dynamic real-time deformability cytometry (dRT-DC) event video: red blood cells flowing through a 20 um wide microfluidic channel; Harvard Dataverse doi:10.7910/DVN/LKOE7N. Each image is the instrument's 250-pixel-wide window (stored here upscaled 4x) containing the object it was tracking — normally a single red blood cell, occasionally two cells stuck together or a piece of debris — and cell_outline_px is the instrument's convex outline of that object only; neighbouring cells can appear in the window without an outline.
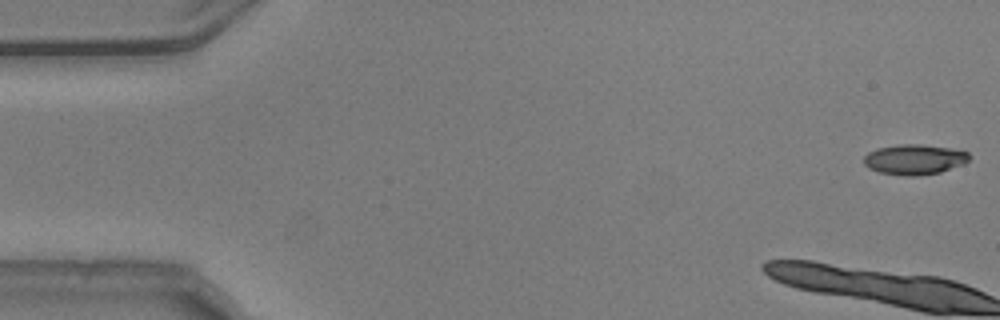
{"species": "common noctule bat (a hibernating species)", "species_latin": "Nyctalus noctula", "temperature_condition": "warm", "stored_images_in_passage": 12, "camera_frame_rate_fps": 3000, "um_per_image_px": 0.085, "animal": {"sex": "male", "body_mass_g": 20.5, "forearm_length_mm": 52.5}, "frame": {"image": 1, "passage_image": 1, "time_ms": 0.0, "image_size_px": [1000, 320], "cell_outline_px": [[972, 156], [964, 164], [940, 172], [916, 176], [904, 176], [880, 172], [868, 168], [864, 164], [864, 156], [868, 152], [876, 148], [900, 144], [920, 144], [952, 148], [968, 152]], "centroid_in_image_um": [77.73, 13.55], "position_along_channel_um": 7.3, "area_um2": 18.73}}